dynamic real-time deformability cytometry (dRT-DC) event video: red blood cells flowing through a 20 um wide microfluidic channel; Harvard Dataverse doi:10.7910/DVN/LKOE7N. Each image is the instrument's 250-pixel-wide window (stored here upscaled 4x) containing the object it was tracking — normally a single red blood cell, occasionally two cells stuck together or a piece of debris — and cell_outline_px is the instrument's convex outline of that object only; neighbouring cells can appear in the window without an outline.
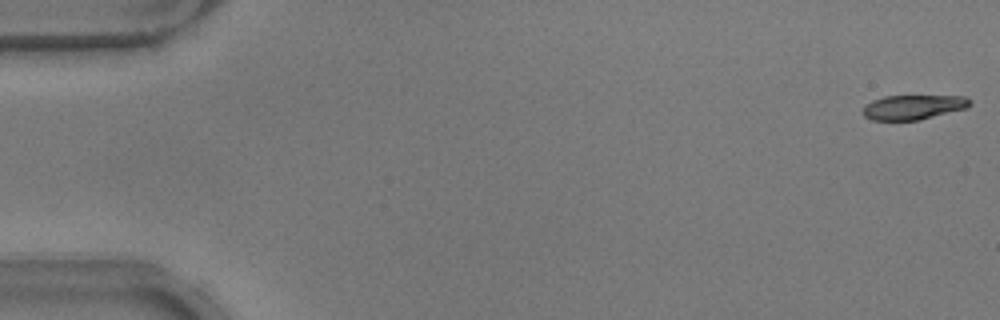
{"species": "common noctule bat (a hibernating species)", "species_latin": "Nyctalus noctula", "temperature_condition": "warm", "stored_images_in_passage": 14, "camera_frame_rate_fps": 3000, "um_per_image_px": 0.085, "animal": {"sex": "male", "body_mass_g": 17.9}, "frame": {"image": 1, "passage_image": 1, "time_ms": 0.0, "image_size_px": [1000, 320], "cell_outline_px": [[972, 104], [968, 108], [920, 120], [872, 120], [864, 116], [864, 108], [872, 100], [884, 96], [964, 96]], "centroid_in_image_um": [77.66, 9.11], "position_along_channel_um": 7.3, "area_um2": 15.26}}
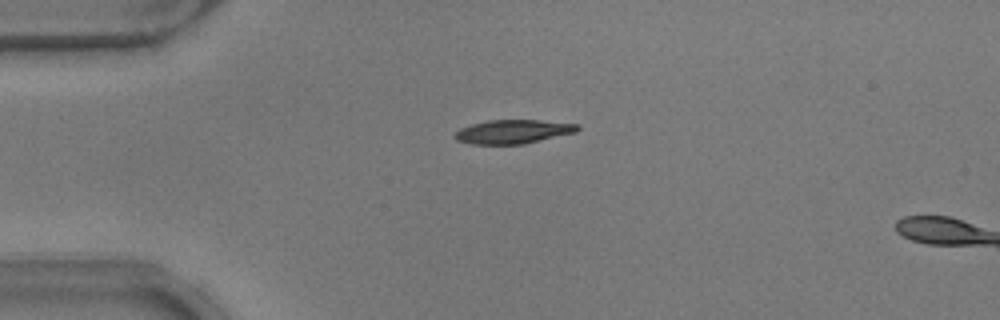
{"frame": {"image": 2, "passage_image": 13, "time_ms": 4.0, "image_size_px": [1000, 320], "cell_outline_px": [[580, 128], [576, 132], [524, 144], [472, 144], [456, 140], [452, 136], [460, 128], [472, 124], [488, 120], [540, 120], [580, 124]], "centroid_in_image_um": [43.61, 11.19], "position_along_channel_um": 41.4, "area_um2": 17.11}}